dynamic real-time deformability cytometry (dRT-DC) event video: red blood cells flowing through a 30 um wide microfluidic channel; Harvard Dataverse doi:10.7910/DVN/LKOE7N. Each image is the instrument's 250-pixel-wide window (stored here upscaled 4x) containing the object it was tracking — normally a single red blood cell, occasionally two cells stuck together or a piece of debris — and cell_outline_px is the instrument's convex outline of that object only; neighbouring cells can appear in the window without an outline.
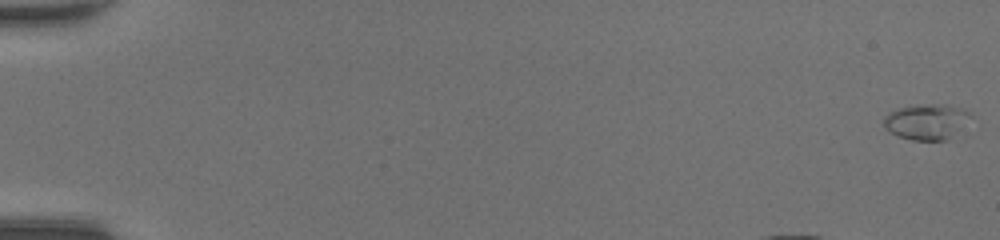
{"species": "common noctule bat (a hibernating species)", "species_latin": "Nyctalus noctula", "temperature_condition": "room temperature", "stored_images_in_passage": 17, "camera_frame_rate_fps": 3000, "um_per_image_px": 0.085, "animal": {"sex": "female", "body_mass_g": 20.0, "forearm_length_mm": 54.0}, "frame": {"image": 1, "passage_image": 1, "time_ms": 0.0, "image_size_px": [1000, 240], "cell_outline_px": [[976, 116], [944, 140], [912, 140], [896, 136], [888, 132], [884, 128], [884, 116], [888, 112], [900, 108], [920, 104], [948, 104], [960, 108]], "centroid_in_image_um": [78.73, 10.33], "position_along_channel_um": 6.3, "area_um2": 18.09}}
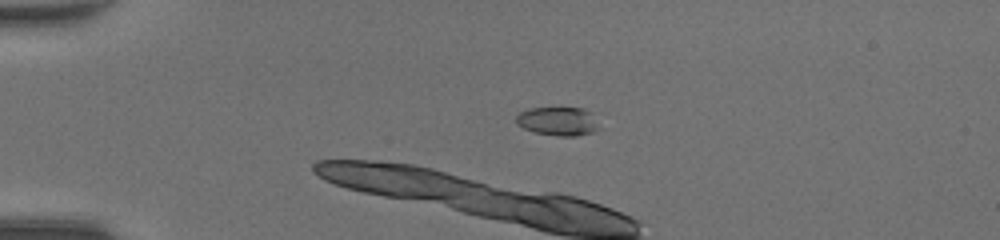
{"frame": {"image": 2, "passage_image": 13, "time_ms": 4.0, "image_size_px": [1000, 240], "cell_outline_px": [[600, 128], [592, 132], [576, 136], [556, 136], [536, 132], [524, 128], [516, 124], [516, 116], [520, 112], [528, 108], [584, 108], [592, 112]], "centroid_in_image_um": [47.44, 10.3], "position_along_channel_um": 37.6, "area_um2": 13.93}}